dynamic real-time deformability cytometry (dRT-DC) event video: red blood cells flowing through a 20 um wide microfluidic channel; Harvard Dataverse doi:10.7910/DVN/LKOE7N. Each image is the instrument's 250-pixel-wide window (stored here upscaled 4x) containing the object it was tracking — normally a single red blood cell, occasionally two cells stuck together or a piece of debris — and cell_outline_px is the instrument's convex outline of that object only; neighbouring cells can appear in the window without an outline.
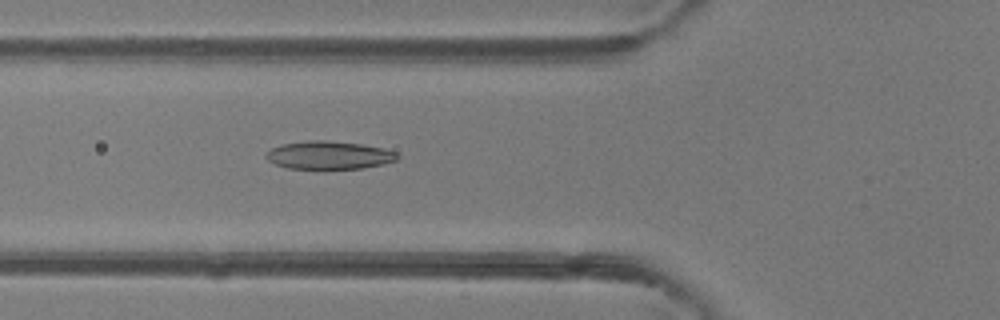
{"species": "common noctule bat (a hibernating species)", "species_latin": "Nyctalus noctula", "temperature_condition": "room temperature", "stored_images_in_passage": 45, "camera_frame_rate_fps": 3000, "um_per_image_px": 0.085, "animal": {"sex": "female"}, "frame": {"image": 1, "passage_image": 14, "time_ms": 4.333, "image_size_px": [1000, 320], "cell_outline_px": [[400, 156], [396, 160], [364, 168], [324, 172], [288, 168], [276, 164], [268, 160], [264, 156], [272, 148], [280, 144], [308, 140], [324, 140], [360, 144], [384, 148], [396, 152]], "centroid_in_image_um": [27.94, 13.23], "position_along_channel_um": 97.9, "area_um2": 22.31}}
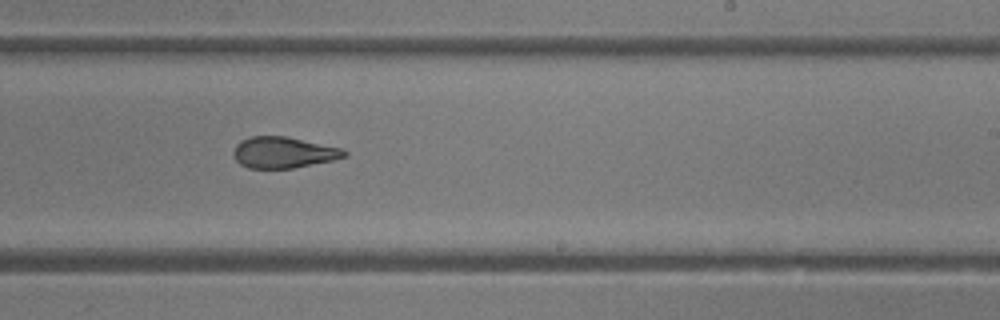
{"frame": {"image": 2, "passage_image": 26, "time_ms": 8.333, "image_size_px": [1000, 320], "cell_outline_px": [[348, 156], [332, 160], [292, 168], [248, 168], [240, 164], [236, 160], [232, 152], [236, 144], [240, 140], [252, 136], [288, 136], [344, 148], [348, 152]], "centroid_in_image_um": [24.11, 12.94], "position_along_channel_um": 264.9, "area_um2": 20.35}}
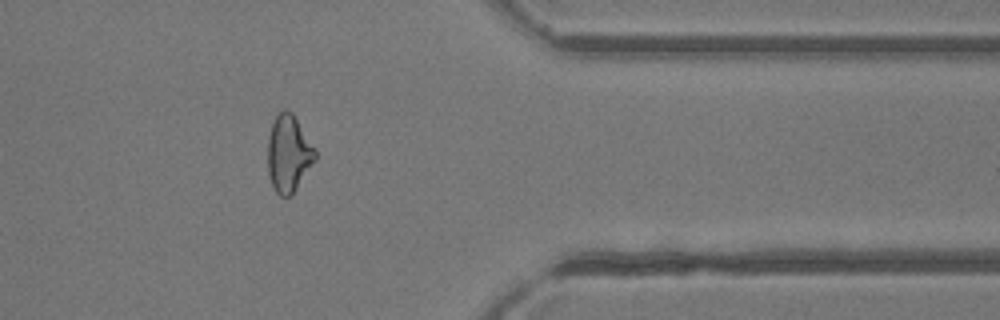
{"frame": {"image": 3, "passage_image": 36, "time_ms": 11.667, "image_size_px": [1000, 320], "cell_outline_px": [[316, 160], [292, 196], [280, 196], [276, 192], [272, 184], [268, 172], [268, 136], [272, 124], [276, 116], [284, 108], [288, 108], [292, 112], [316, 148]], "centroid_in_image_um": [24.55, 13.05], "position_along_channel_um": 386.8, "area_um2": 21.5}, "authors_computed_cell_mechanics": {"area_um2": 21.5594, "velocity_mm_per_s": 4.1695, "shape_relaxation_time_tau1_ms": 11.1062, "shape_relaxation_time_tau2_ms": 2.3507, "deformation_change_tau1": 0.2705, "deformation_change_tau2": 0.0987}}